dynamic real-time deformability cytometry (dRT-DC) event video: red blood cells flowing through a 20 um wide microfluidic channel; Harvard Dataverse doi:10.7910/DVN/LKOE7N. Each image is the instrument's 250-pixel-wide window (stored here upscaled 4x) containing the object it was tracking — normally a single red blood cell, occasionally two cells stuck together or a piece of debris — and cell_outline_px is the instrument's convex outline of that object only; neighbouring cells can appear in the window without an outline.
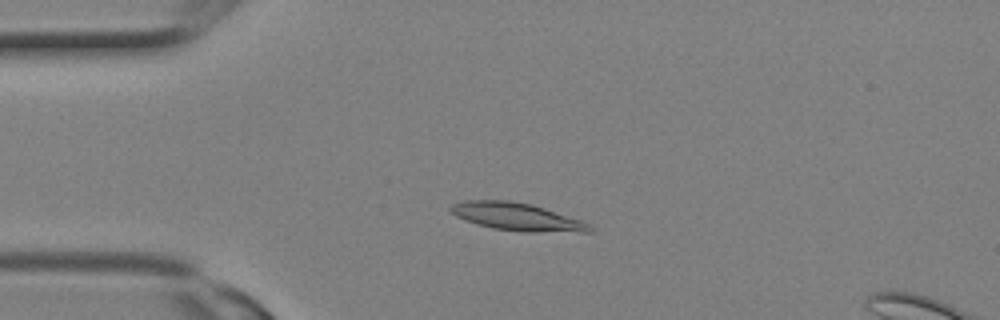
{"species": "Egyptian fruit bat (a non-hibernating species)", "species_latin": "Rousettus aegyptiacus", "temperature_condition": "room temperature", "stored_images_in_passage": 2, "camera_frame_rate_fps": 3000, "um_per_image_px": 0.085, "animal": {"sex": "female"}, "frame": {"image": 1, "passage_image": 1, "time_ms": 0.0, "image_size_px": [1000, 320], "cell_outline_px": [[596, 228], [592, 232], [524, 232], [492, 228], [476, 224], [464, 220], [456, 216], [448, 208], [452, 204], [464, 200], [508, 200], [532, 204], [580, 220]], "centroid_in_image_um": [43.93, 18.43], "position_along_channel_um": 41.1, "area_um2": 22.54}}